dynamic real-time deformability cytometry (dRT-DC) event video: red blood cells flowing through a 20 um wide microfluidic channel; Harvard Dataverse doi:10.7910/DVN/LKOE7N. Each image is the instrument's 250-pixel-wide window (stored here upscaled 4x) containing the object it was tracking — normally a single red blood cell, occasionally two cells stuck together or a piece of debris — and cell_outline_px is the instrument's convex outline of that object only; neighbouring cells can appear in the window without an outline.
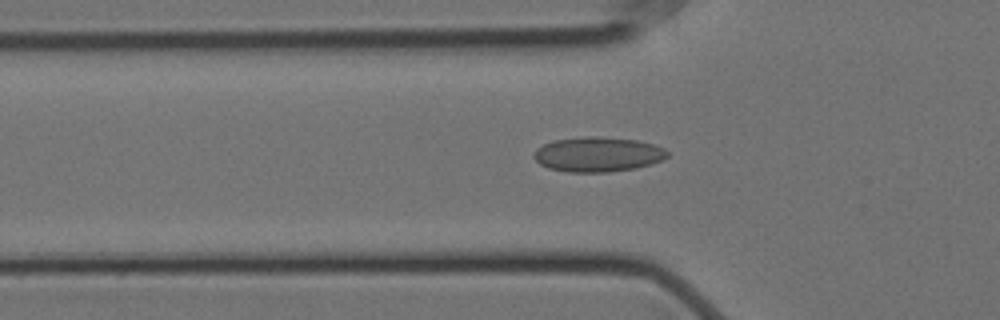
{"species": "Egyptian fruit bat (a non-hibernating species)", "species_latin": "Rousettus aegyptiacus", "temperature_condition": "cold", "stored_images_in_passage": 52, "camera_frame_rate_fps": 3000, "um_per_image_px": 0.085, "animal": {"sex": "female"}, "frame": {"image": 1, "passage_image": 18, "time_ms": 5.667, "image_size_px": [1000, 320], "cell_outline_px": [[668, 156], [660, 160], [636, 168], [608, 172], [568, 172], [548, 168], [540, 164], [532, 156], [536, 148], [552, 140], [584, 136], [600, 136], [636, 140], [652, 144], [664, 148], [668, 152]], "centroid_in_image_um": [50.77, 13.11], "position_along_channel_um": 75.0, "area_um2": 27.11}}
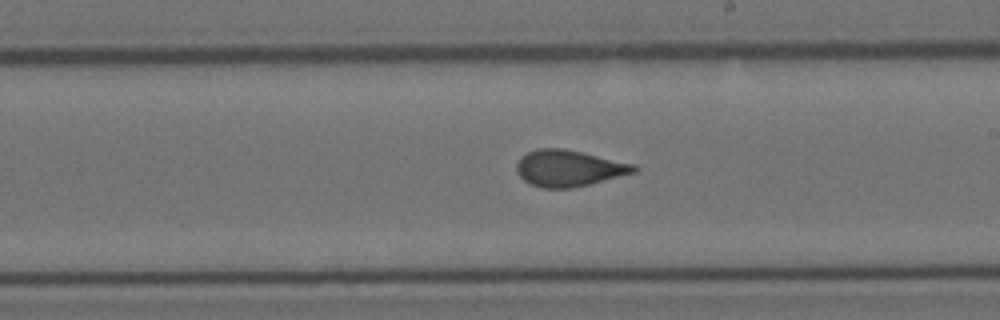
{"frame": {"image": 2, "passage_image": 32, "time_ms": 10.333, "image_size_px": [1000, 320], "cell_outline_px": [[640, 168], [636, 172], [572, 188], [540, 188], [524, 180], [516, 172], [516, 164], [520, 156], [536, 148], [564, 148], [636, 164]], "centroid_in_image_um": [48.34, 14.29], "position_along_channel_um": 240.7, "area_um2": 24.97}}
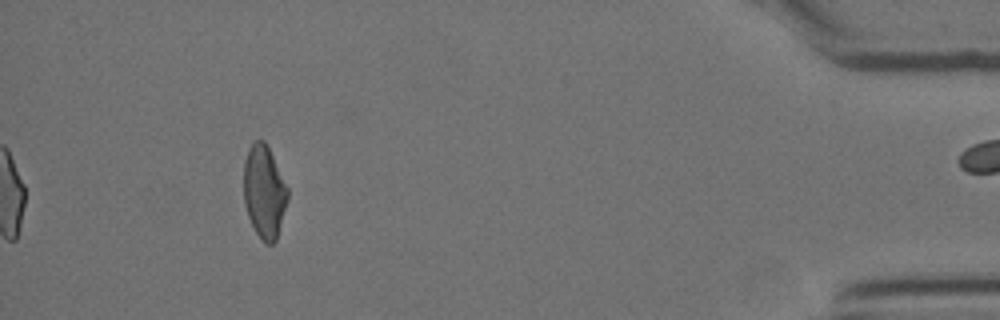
{"frame": {"image": 3, "passage_image": 52, "time_ms": 17.0, "image_size_px": [1000, 320], "cell_outline_px": [[288, 200], [276, 240], [272, 244], [264, 244], [256, 232], [248, 216], [244, 204], [244, 160], [248, 148], [252, 140], [264, 140], [288, 188]], "centroid_in_image_um": [22.44, 16.3], "position_along_channel_um": 412.8, "area_um2": 23.76}, "authors_computed_cell_mechanics": {"area_um2": 24.9696, "velocity_mm_per_s": 3.5324, "shape_relaxation_time_tau1_ms": null, "shape_relaxation_time_tau2_ms": 1.076, "deformation_change_tau1": null, "deformation_change_tau2": 0.077}}